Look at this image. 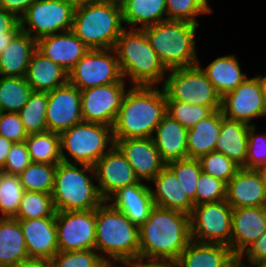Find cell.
Masks as SVG:
<instances>
[{
	"label": "cell",
	"mask_w": 266,
	"mask_h": 267,
	"mask_svg": "<svg viewBox=\"0 0 266 267\" xmlns=\"http://www.w3.org/2000/svg\"><path fill=\"white\" fill-rule=\"evenodd\" d=\"M31 163L32 161L25 141L17 142L10 149L2 168L6 174L20 175Z\"/></svg>",
	"instance_id": "47"
},
{
	"label": "cell",
	"mask_w": 266,
	"mask_h": 267,
	"mask_svg": "<svg viewBox=\"0 0 266 267\" xmlns=\"http://www.w3.org/2000/svg\"><path fill=\"white\" fill-rule=\"evenodd\" d=\"M60 162L57 164L51 193L56 212L96 209L104 200L93 182L92 165Z\"/></svg>",
	"instance_id": "7"
},
{
	"label": "cell",
	"mask_w": 266,
	"mask_h": 267,
	"mask_svg": "<svg viewBox=\"0 0 266 267\" xmlns=\"http://www.w3.org/2000/svg\"><path fill=\"white\" fill-rule=\"evenodd\" d=\"M122 77L131 86H158L168 71L151 48L143 29L125 28L114 47Z\"/></svg>",
	"instance_id": "5"
},
{
	"label": "cell",
	"mask_w": 266,
	"mask_h": 267,
	"mask_svg": "<svg viewBox=\"0 0 266 267\" xmlns=\"http://www.w3.org/2000/svg\"><path fill=\"white\" fill-rule=\"evenodd\" d=\"M165 114L162 86H129L112 126L114 140L152 138Z\"/></svg>",
	"instance_id": "2"
},
{
	"label": "cell",
	"mask_w": 266,
	"mask_h": 267,
	"mask_svg": "<svg viewBox=\"0 0 266 267\" xmlns=\"http://www.w3.org/2000/svg\"><path fill=\"white\" fill-rule=\"evenodd\" d=\"M26 79L33 91L48 93L68 82V72L35 50L28 65Z\"/></svg>",
	"instance_id": "29"
},
{
	"label": "cell",
	"mask_w": 266,
	"mask_h": 267,
	"mask_svg": "<svg viewBox=\"0 0 266 267\" xmlns=\"http://www.w3.org/2000/svg\"><path fill=\"white\" fill-rule=\"evenodd\" d=\"M36 40L20 30L0 54V76L26 77Z\"/></svg>",
	"instance_id": "28"
},
{
	"label": "cell",
	"mask_w": 266,
	"mask_h": 267,
	"mask_svg": "<svg viewBox=\"0 0 266 267\" xmlns=\"http://www.w3.org/2000/svg\"><path fill=\"white\" fill-rule=\"evenodd\" d=\"M3 174H4L3 168L0 166V179H1Z\"/></svg>",
	"instance_id": "61"
},
{
	"label": "cell",
	"mask_w": 266,
	"mask_h": 267,
	"mask_svg": "<svg viewBox=\"0 0 266 267\" xmlns=\"http://www.w3.org/2000/svg\"><path fill=\"white\" fill-rule=\"evenodd\" d=\"M234 257L226 245L191 241L174 263L176 267H226Z\"/></svg>",
	"instance_id": "27"
},
{
	"label": "cell",
	"mask_w": 266,
	"mask_h": 267,
	"mask_svg": "<svg viewBox=\"0 0 266 267\" xmlns=\"http://www.w3.org/2000/svg\"><path fill=\"white\" fill-rule=\"evenodd\" d=\"M14 267H52V264L48 259L29 257Z\"/></svg>",
	"instance_id": "52"
},
{
	"label": "cell",
	"mask_w": 266,
	"mask_h": 267,
	"mask_svg": "<svg viewBox=\"0 0 266 267\" xmlns=\"http://www.w3.org/2000/svg\"><path fill=\"white\" fill-rule=\"evenodd\" d=\"M70 1H73L74 3L78 4V3L92 1V0H70Z\"/></svg>",
	"instance_id": "59"
},
{
	"label": "cell",
	"mask_w": 266,
	"mask_h": 267,
	"mask_svg": "<svg viewBox=\"0 0 266 267\" xmlns=\"http://www.w3.org/2000/svg\"><path fill=\"white\" fill-rule=\"evenodd\" d=\"M119 0L78 3L71 31L90 49H113L126 28Z\"/></svg>",
	"instance_id": "4"
},
{
	"label": "cell",
	"mask_w": 266,
	"mask_h": 267,
	"mask_svg": "<svg viewBox=\"0 0 266 267\" xmlns=\"http://www.w3.org/2000/svg\"><path fill=\"white\" fill-rule=\"evenodd\" d=\"M226 267H255V265L246 263V261L244 262L238 256H235Z\"/></svg>",
	"instance_id": "56"
},
{
	"label": "cell",
	"mask_w": 266,
	"mask_h": 267,
	"mask_svg": "<svg viewBox=\"0 0 266 267\" xmlns=\"http://www.w3.org/2000/svg\"><path fill=\"white\" fill-rule=\"evenodd\" d=\"M249 125L225 118L221 111V129L215 151L221 152L240 168H245Z\"/></svg>",
	"instance_id": "26"
},
{
	"label": "cell",
	"mask_w": 266,
	"mask_h": 267,
	"mask_svg": "<svg viewBox=\"0 0 266 267\" xmlns=\"http://www.w3.org/2000/svg\"><path fill=\"white\" fill-rule=\"evenodd\" d=\"M95 181L100 196L107 201L119 189L137 184L132 166L121 151L114 145L94 165Z\"/></svg>",
	"instance_id": "17"
},
{
	"label": "cell",
	"mask_w": 266,
	"mask_h": 267,
	"mask_svg": "<svg viewBox=\"0 0 266 267\" xmlns=\"http://www.w3.org/2000/svg\"><path fill=\"white\" fill-rule=\"evenodd\" d=\"M18 32H5V36H0V54L8 46Z\"/></svg>",
	"instance_id": "55"
},
{
	"label": "cell",
	"mask_w": 266,
	"mask_h": 267,
	"mask_svg": "<svg viewBox=\"0 0 266 267\" xmlns=\"http://www.w3.org/2000/svg\"><path fill=\"white\" fill-rule=\"evenodd\" d=\"M34 1L36 0H0V7L20 19Z\"/></svg>",
	"instance_id": "51"
},
{
	"label": "cell",
	"mask_w": 266,
	"mask_h": 267,
	"mask_svg": "<svg viewBox=\"0 0 266 267\" xmlns=\"http://www.w3.org/2000/svg\"><path fill=\"white\" fill-rule=\"evenodd\" d=\"M119 1L126 28L143 29L167 20L166 0Z\"/></svg>",
	"instance_id": "31"
},
{
	"label": "cell",
	"mask_w": 266,
	"mask_h": 267,
	"mask_svg": "<svg viewBox=\"0 0 266 267\" xmlns=\"http://www.w3.org/2000/svg\"><path fill=\"white\" fill-rule=\"evenodd\" d=\"M13 144L14 143L11 142L9 139L0 135V166L1 167L4 166L8 153L10 149L12 148Z\"/></svg>",
	"instance_id": "54"
},
{
	"label": "cell",
	"mask_w": 266,
	"mask_h": 267,
	"mask_svg": "<svg viewBox=\"0 0 266 267\" xmlns=\"http://www.w3.org/2000/svg\"><path fill=\"white\" fill-rule=\"evenodd\" d=\"M52 267H108L95 249L58 251L50 260Z\"/></svg>",
	"instance_id": "40"
},
{
	"label": "cell",
	"mask_w": 266,
	"mask_h": 267,
	"mask_svg": "<svg viewBox=\"0 0 266 267\" xmlns=\"http://www.w3.org/2000/svg\"><path fill=\"white\" fill-rule=\"evenodd\" d=\"M264 116H266V97H265V108H264Z\"/></svg>",
	"instance_id": "62"
},
{
	"label": "cell",
	"mask_w": 266,
	"mask_h": 267,
	"mask_svg": "<svg viewBox=\"0 0 266 267\" xmlns=\"http://www.w3.org/2000/svg\"><path fill=\"white\" fill-rule=\"evenodd\" d=\"M24 188L19 175L4 173L0 179V212L1 217H14L20 206Z\"/></svg>",
	"instance_id": "39"
},
{
	"label": "cell",
	"mask_w": 266,
	"mask_h": 267,
	"mask_svg": "<svg viewBox=\"0 0 266 267\" xmlns=\"http://www.w3.org/2000/svg\"><path fill=\"white\" fill-rule=\"evenodd\" d=\"M95 230L94 249L109 265L125 266L139 260V227L107 201L96 208Z\"/></svg>",
	"instance_id": "3"
},
{
	"label": "cell",
	"mask_w": 266,
	"mask_h": 267,
	"mask_svg": "<svg viewBox=\"0 0 266 267\" xmlns=\"http://www.w3.org/2000/svg\"><path fill=\"white\" fill-rule=\"evenodd\" d=\"M32 91L26 77L0 76V112L18 113Z\"/></svg>",
	"instance_id": "35"
},
{
	"label": "cell",
	"mask_w": 266,
	"mask_h": 267,
	"mask_svg": "<svg viewBox=\"0 0 266 267\" xmlns=\"http://www.w3.org/2000/svg\"><path fill=\"white\" fill-rule=\"evenodd\" d=\"M76 5L70 0H36L20 17V28L35 40L70 31Z\"/></svg>",
	"instance_id": "10"
},
{
	"label": "cell",
	"mask_w": 266,
	"mask_h": 267,
	"mask_svg": "<svg viewBox=\"0 0 266 267\" xmlns=\"http://www.w3.org/2000/svg\"><path fill=\"white\" fill-rule=\"evenodd\" d=\"M81 91L67 82L48 92L47 130L61 134L82 122Z\"/></svg>",
	"instance_id": "16"
},
{
	"label": "cell",
	"mask_w": 266,
	"mask_h": 267,
	"mask_svg": "<svg viewBox=\"0 0 266 267\" xmlns=\"http://www.w3.org/2000/svg\"><path fill=\"white\" fill-rule=\"evenodd\" d=\"M198 24L166 20L143 28L151 48L167 70L198 63L195 39Z\"/></svg>",
	"instance_id": "6"
},
{
	"label": "cell",
	"mask_w": 266,
	"mask_h": 267,
	"mask_svg": "<svg viewBox=\"0 0 266 267\" xmlns=\"http://www.w3.org/2000/svg\"><path fill=\"white\" fill-rule=\"evenodd\" d=\"M232 209L226 200L194 206L190 214L192 241L222 244L230 248Z\"/></svg>",
	"instance_id": "11"
},
{
	"label": "cell",
	"mask_w": 266,
	"mask_h": 267,
	"mask_svg": "<svg viewBox=\"0 0 266 267\" xmlns=\"http://www.w3.org/2000/svg\"><path fill=\"white\" fill-rule=\"evenodd\" d=\"M107 202L124 213L138 227L149 218L151 211L155 207L150 185L143 181L119 189Z\"/></svg>",
	"instance_id": "22"
},
{
	"label": "cell",
	"mask_w": 266,
	"mask_h": 267,
	"mask_svg": "<svg viewBox=\"0 0 266 267\" xmlns=\"http://www.w3.org/2000/svg\"><path fill=\"white\" fill-rule=\"evenodd\" d=\"M238 257L247 263L256 265L266 261V229L255 242L247 246Z\"/></svg>",
	"instance_id": "49"
},
{
	"label": "cell",
	"mask_w": 266,
	"mask_h": 267,
	"mask_svg": "<svg viewBox=\"0 0 266 267\" xmlns=\"http://www.w3.org/2000/svg\"><path fill=\"white\" fill-rule=\"evenodd\" d=\"M196 1L208 14L212 13L213 10L209 5L210 2L208 0H196Z\"/></svg>",
	"instance_id": "57"
},
{
	"label": "cell",
	"mask_w": 266,
	"mask_h": 267,
	"mask_svg": "<svg viewBox=\"0 0 266 267\" xmlns=\"http://www.w3.org/2000/svg\"><path fill=\"white\" fill-rule=\"evenodd\" d=\"M214 110L208 106L192 105L186 102L166 100V114L178 121L187 130Z\"/></svg>",
	"instance_id": "41"
},
{
	"label": "cell",
	"mask_w": 266,
	"mask_h": 267,
	"mask_svg": "<svg viewBox=\"0 0 266 267\" xmlns=\"http://www.w3.org/2000/svg\"><path fill=\"white\" fill-rule=\"evenodd\" d=\"M176 174L183 191L195 206V196L197 191V181L201 173V166L198 159H183L167 164Z\"/></svg>",
	"instance_id": "42"
},
{
	"label": "cell",
	"mask_w": 266,
	"mask_h": 267,
	"mask_svg": "<svg viewBox=\"0 0 266 267\" xmlns=\"http://www.w3.org/2000/svg\"><path fill=\"white\" fill-rule=\"evenodd\" d=\"M139 236V260L174 263L192 241L190 215L155 206Z\"/></svg>",
	"instance_id": "1"
},
{
	"label": "cell",
	"mask_w": 266,
	"mask_h": 267,
	"mask_svg": "<svg viewBox=\"0 0 266 267\" xmlns=\"http://www.w3.org/2000/svg\"><path fill=\"white\" fill-rule=\"evenodd\" d=\"M29 258L18 219L0 217V267H14Z\"/></svg>",
	"instance_id": "33"
},
{
	"label": "cell",
	"mask_w": 266,
	"mask_h": 267,
	"mask_svg": "<svg viewBox=\"0 0 266 267\" xmlns=\"http://www.w3.org/2000/svg\"><path fill=\"white\" fill-rule=\"evenodd\" d=\"M221 129V109L213 111L200 120L187 132L188 158L200 157L215 151V145Z\"/></svg>",
	"instance_id": "32"
},
{
	"label": "cell",
	"mask_w": 266,
	"mask_h": 267,
	"mask_svg": "<svg viewBox=\"0 0 266 267\" xmlns=\"http://www.w3.org/2000/svg\"><path fill=\"white\" fill-rule=\"evenodd\" d=\"M56 217V210L51 194L25 191L15 219H34Z\"/></svg>",
	"instance_id": "38"
},
{
	"label": "cell",
	"mask_w": 266,
	"mask_h": 267,
	"mask_svg": "<svg viewBox=\"0 0 266 267\" xmlns=\"http://www.w3.org/2000/svg\"><path fill=\"white\" fill-rule=\"evenodd\" d=\"M150 187L155 206L191 214L194 204L183 191L176 174L166 165L151 181ZM156 189V190H155Z\"/></svg>",
	"instance_id": "25"
},
{
	"label": "cell",
	"mask_w": 266,
	"mask_h": 267,
	"mask_svg": "<svg viewBox=\"0 0 266 267\" xmlns=\"http://www.w3.org/2000/svg\"><path fill=\"white\" fill-rule=\"evenodd\" d=\"M265 97L264 77L261 74L247 77L236 89L222 97L221 111L225 118L255 126L251 120L264 117Z\"/></svg>",
	"instance_id": "13"
},
{
	"label": "cell",
	"mask_w": 266,
	"mask_h": 267,
	"mask_svg": "<svg viewBox=\"0 0 266 267\" xmlns=\"http://www.w3.org/2000/svg\"><path fill=\"white\" fill-rule=\"evenodd\" d=\"M256 125L248 130L247 158L245 169L260 170L266 165V133L257 134Z\"/></svg>",
	"instance_id": "46"
},
{
	"label": "cell",
	"mask_w": 266,
	"mask_h": 267,
	"mask_svg": "<svg viewBox=\"0 0 266 267\" xmlns=\"http://www.w3.org/2000/svg\"><path fill=\"white\" fill-rule=\"evenodd\" d=\"M18 220L29 257L51 260L59 251L55 217Z\"/></svg>",
	"instance_id": "21"
},
{
	"label": "cell",
	"mask_w": 266,
	"mask_h": 267,
	"mask_svg": "<svg viewBox=\"0 0 266 267\" xmlns=\"http://www.w3.org/2000/svg\"><path fill=\"white\" fill-rule=\"evenodd\" d=\"M59 251L94 249L96 243V209L56 212Z\"/></svg>",
	"instance_id": "14"
},
{
	"label": "cell",
	"mask_w": 266,
	"mask_h": 267,
	"mask_svg": "<svg viewBox=\"0 0 266 267\" xmlns=\"http://www.w3.org/2000/svg\"><path fill=\"white\" fill-rule=\"evenodd\" d=\"M227 183L201 171L197 181L195 206L226 200Z\"/></svg>",
	"instance_id": "44"
},
{
	"label": "cell",
	"mask_w": 266,
	"mask_h": 267,
	"mask_svg": "<svg viewBox=\"0 0 266 267\" xmlns=\"http://www.w3.org/2000/svg\"><path fill=\"white\" fill-rule=\"evenodd\" d=\"M114 145L112 127L104 124L82 121L60 134L61 159L65 163L93 166Z\"/></svg>",
	"instance_id": "8"
},
{
	"label": "cell",
	"mask_w": 266,
	"mask_h": 267,
	"mask_svg": "<svg viewBox=\"0 0 266 267\" xmlns=\"http://www.w3.org/2000/svg\"><path fill=\"white\" fill-rule=\"evenodd\" d=\"M0 135L13 143L26 140L28 134L17 112H0Z\"/></svg>",
	"instance_id": "48"
},
{
	"label": "cell",
	"mask_w": 266,
	"mask_h": 267,
	"mask_svg": "<svg viewBox=\"0 0 266 267\" xmlns=\"http://www.w3.org/2000/svg\"><path fill=\"white\" fill-rule=\"evenodd\" d=\"M167 20L199 24L196 17L208 14L196 0H166Z\"/></svg>",
	"instance_id": "45"
},
{
	"label": "cell",
	"mask_w": 266,
	"mask_h": 267,
	"mask_svg": "<svg viewBox=\"0 0 266 267\" xmlns=\"http://www.w3.org/2000/svg\"><path fill=\"white\" fill-rule=\"evenodd\" d=\"M115 49H89L68 72V82L79 90L119 82L122 79Z\"/></svg>",
	"instance_id": "12"
},
{
	"label": "cell",
	"mask_w": 266,
	"mask_h": 267,
	"mask_svg": "<svg viewBox=\"0 0 266 267\" xmlns=\"http://www.w3.org/2000/svg\"><path fill=\"white\" fill-rule=\"evenodd\" d=\"M48 104L47 92L32 91L28 102L18 112L27 134L47 131L46 110Z\"/></svg>",
	"instance_id": "36"
},
{
	"label": "cell",
	"mask_w": 266,
	"mask_h": 267,
	"mask_svg": "<svg viewBox=\"0 0 266 267\" xmlns=\"http://www.w3.org/2000/svg\"><path fill=\"white\" fill-rule=\"evenodd\" d=\"M260 171L262 172V175H263V177H264V181H265V183H266V165H264V166L260 169Z\"/></svg>",
	"instance_id": "58"
},
{
	"label": "cell",
	"mask_w": 266,
	"mask_h": 267,
	"mask_svg": "<svg viewBox=\"0 0 266 267\" xmlns=\"http://www.w3.org/2000/svg\"><path fill=\"white\" fill-rule=\"evenodd\" d=\"M57 165L32 162L20 175L24 191L51 194Z\"/></svg>",
	"instance_id": "37"
},
{
	"label": "cell",
	"mask_w": 266,
	"mask_h": 267,
	"mask_svg": "<svg viewBox=\"0 0 266 267\" xmlns=\"http://www.w3.org/2000/svg\"><path fill=\"white\" fill-rule=\"evenodd\" d=\"M126 81L92 87L81 91L82 119L112 127L125 92Z\"/></svg>",
	"instance_id": "15"
},
{
	"label": "cell",
	"mask_w": 266,
	"mask_h": 267,
	"mask_svg": "<svg viewBox=\"0 0 266 267\" xmlns=\"http://www.w3.org/2000/svg\"><path fill=\"white\" fill-rule=\"evenodd\" d=\"M88 48L71 30L36 40V50L69 72L88 52Z\"/></svg>",
	"instance_id": "20"
},
{
	"label": "cell",
	"mask_w": 266,
	"mask_h": 267,
	"mask_svg": "<svg viewBox=\"0 0 266 267\" xmlns=\"http://www.w3.org/2000/svg\"><path fill=\"white\" fill-rule=\"evenodd\" d=\"M255 267H266V261L256 264Z\"/></svg>",
	"instance_id": "60"
},
{
	"label": "cell",
	"mask_w": 266,
	"mask_h": 267,
	"mask_svg": "<svg viewBox=\"0 0 266 267\" xmlns=\"http://www.w3.org/2000/svg\"><path fill=\"white\" fill-rule=\"evenodd\" d=\"M187 132L185 127L168 114L163 116L152 139L166 165L188 158Z\"/></svg>",
	"instance_id": "24"
},
{
	"label": "cell",
	"mask_w": 266,
	"mask_h": 267,
	"mask_svg": "<svg viewBox=\"0 0 266 267\" xmlns=\"http://www.w3.org/2000/svg\"><path fill=\"white\" fill-rule=\"evenodd\" d=\"M118 265H111V267H117ZM120 267H123V266H120Z\"/></svg>",
	"instance_id": "63"
},
{
	"label": "cell",
	"mask_w": 266,
	"mask_h": 267,
	"mask_svg": "<svg viewBox=\"0 0 266 267\" xmlns=\"http://www.w3.org/2000/svg\"><path fill=\"white\" fill-rule=\"evenodd\" d=\"M124 267H176L173 262L143 261L136 260L126 264Z\"/></svg>",
	"instance_id": "53"
},
{
	"label": "cell",
	"mask_w": 266,
	"mask_h": 267,
	"mask_svg": "<svg viewBox=\"0 0 266 267\" xmlns=\"http://www.w3.org/2000/svg\"><path fill=\"white\" fill-rule=\"evenodd\" d=\"M205 72L208 80L213 84L221 97L236 89L248 76L242 72L235 55H224L214 59L206 67L197 63Z\"/></svg>",
	"instance_id": "30"
},
{
	"label": "cell",
	"mask_w": 266,
	"mask_h": 267,
	"mask_svg": "<svg viewBox=\"0 0 266 267\" xmlns=\"http://www.w3.org/2000/svg\"><path fill=\"white\" fill-rule=\"evenodd\" d=\"M201 171L228 183L240 169L231 159L221 152L212 151L200 157Z\"/></svg>",
	"instance_id": "43"
},
{
	"label": "cell",
	"mask_w": 266,
	"mask_h": 267,
	"mask_svg": "<svg viewBox=\"0 0 266 267\" xmlns=\"http://www.w3.org/2000/svg\"><path fill=\"white\" fill-rule=\"evenodd\" d=\"M115 146L132 166L140 181L151 182L166 166L152 138L118 139Z\"/></svg>",
	"instance_id": "18"
},
{
	"label": "cell",
	"mask_w": 266,
	"mask_h": 267,
	"mask_svg": "<svg viewBox=\"0 0 266 267\" xmlns=\"http://www.w3.org/2000/svg\"><path fill=\"white\" fill-rule=\"evenodd\" d=\"M266 229V206L232 209L230 249L238 256Z\"/></svg>",
	"instance_id": "23"
},
{
	"label": "cell",
	"mask_w": 266,
	"mask_h": 267,
	"mask_svg": "<svg viewBox=\"0 0 266 267\" xmlns=\"http://www.w3.org/2000/svg\"><path fill=\"white\" fill-rule=\"evenodd\" d=\"M25 143L32 162L52 165L62 162L60 134L48 130L29 134Z\"/></svg>",
	"instance_id": "34"
},
{
	"label": "cell",
	"mask_w": 266,
	"mask_h": 267,
	"mask_svg": "<svg viewBox=\"0 0 266 267\" xmlns=\"http://www.w3.org/2000/svg\"><path fill=\"white\" fill-rule=\"evenodd\" d=\"M20 30L19 19L13 13L0 7V36H5V32H19Z\"/></svg>",
	"instance_id": "50"
},
{
	"label": "cell",
	"mask_w": 266,
	"mask_h": 267,
	"mask_svg": "<svg viewBox=\"0 0 266 267\" xmlns=\"http://www.w3.org/2000/svg\"><path fill=\"white\" fill-rule=\"evenodd\" d=\"M226 202L232 208L266 206V183L262 172L240 168L227 183Z\"/></svg>",
	"instance_id": "19"
},
{
	"label": "cell",
	"mask_w": 266,
	"mask_h": 267,
	"mask_svg": "<svg viewBox=\"0 0 266 267\" xmlns=\"http://www.w3.org/2000/svg\"><path fill=\"white\" fill-rule=\"evenodd\" d=\"M168 71L161 84L166 100L208 106L214 111L221 109L222 97L198 64Z\"/></svg>",
	"instance_id": "9"
}]
</instances>
